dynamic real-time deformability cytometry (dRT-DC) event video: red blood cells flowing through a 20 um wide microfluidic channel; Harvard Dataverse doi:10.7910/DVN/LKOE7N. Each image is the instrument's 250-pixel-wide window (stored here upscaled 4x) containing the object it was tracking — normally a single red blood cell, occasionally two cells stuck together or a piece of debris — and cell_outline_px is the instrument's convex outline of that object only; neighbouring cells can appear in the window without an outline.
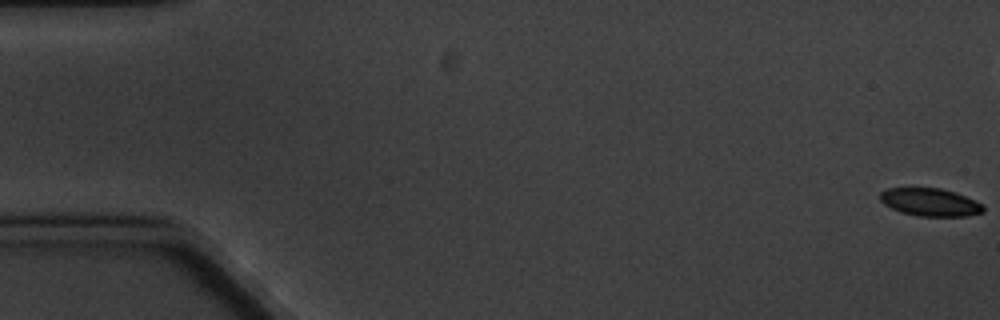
{"species": "common noctule bat (a hibernating species)", "species_latin": "Nyctalus noctula", "temperature_condition": "cold", "stored_images_in_passage": 6, "camera_frame_rate_fps": 3000, "um_per_image_px": 0.085, "animal": {"sex": "male", "body_mass_g": 20.1, "forearm_length_mm": 53.5}, "frame": {"image": 1, "passage_image": 1, "time_ms": 0.0, "image_size_px": [1000, 320], "cell_outline_px": [[984, 212], [968, 216], [920, 216], [900, 212], [884, 204], [880, 200], [880, 192], [888, 188], [940, 188], [956, 192], [984, 204]], "centroid_in_image_um": [79.09, 17.19], "position_along_channel_um": 5.9, "area_um2": 16.82}}